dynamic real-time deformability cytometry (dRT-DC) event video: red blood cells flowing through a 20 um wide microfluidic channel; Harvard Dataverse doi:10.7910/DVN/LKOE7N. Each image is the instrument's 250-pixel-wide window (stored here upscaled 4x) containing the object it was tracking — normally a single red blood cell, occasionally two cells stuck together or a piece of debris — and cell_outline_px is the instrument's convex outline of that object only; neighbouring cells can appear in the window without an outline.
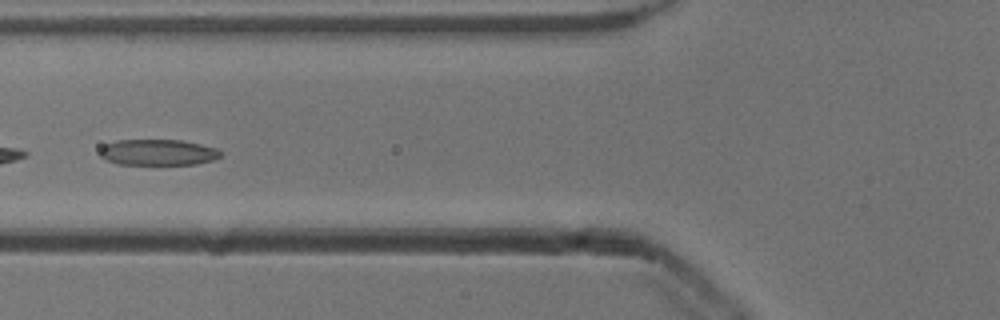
{"species": "common noctule bat (a hibernating species)", "species_latin": "Nyctalus noctula", "temperature_condition": "cold", "stored_images_in_passage": 33, "camera_frame_rate_fps": 3000, "um_per_image_px": 0.085, "animal": {"sex": "male", "body_mass_g": 13.3}, "frame": {"image": 1, "passage_image": 10, "time_ms": 3.0, "image_size_px": [1000, 320], "cell_outline_px": [[224, 152], [220, 156], [212, 160], [196, 164], [116, 164], [104, 160], [100, 156], [100, 148], [104, 144], [116, 140], [180, 140], [200, 144], [216, 148]], "centroid_in_image_um": [13.39, 12.95], "position_along_channel_um": 112.4, "area_um2": 18.38}}
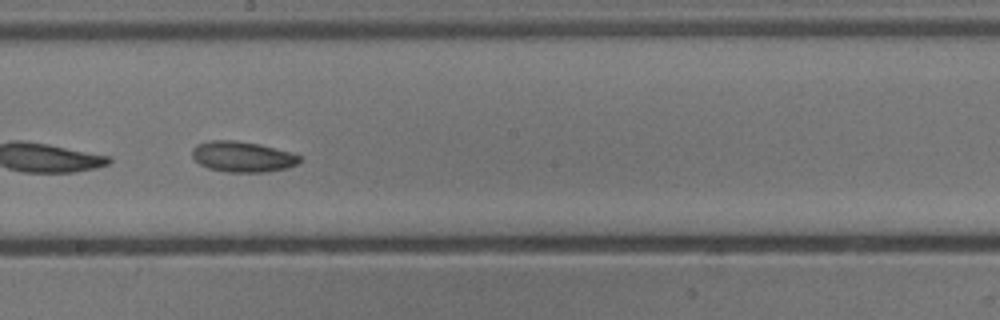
{"frame": {"image": 2, "passage_image": 19, "time_ms": 6.0, "image_size_px": [1000, 320], "cell_outline_px": [[300, 160], [296, 164], [288, 168], [264, 172], [228, 172], [208, 168], [200, 164], [192, 156], [192, 148], [196, 144], [208, 140], [236, 140], [260, 144], [292, 152], [300, 156]], "centroid_in_image_um": [20.6, 13.31], "position_along_channel_um": 227.6, "area_um2": 19.31}}
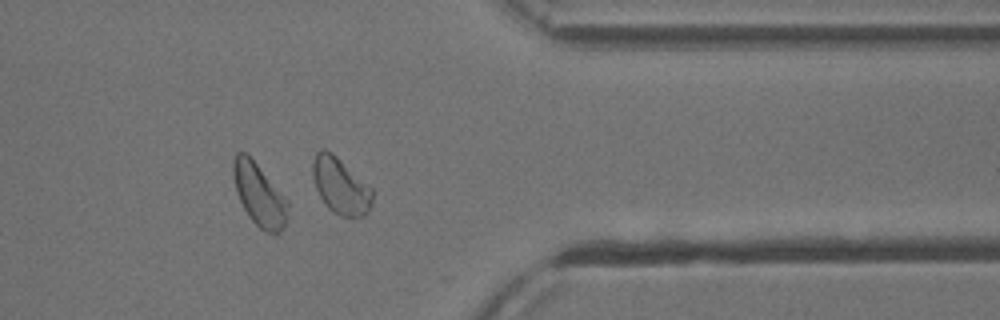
{"frame": {"image": 3, "passage_image": 32, "time_ms": 10.333, "image_size_px": [1000, 320], "cell_outline_px": [[288, 216], [280, 232], [276, 236], [260, 228], [248, 216], [236, 192], [232, 172], [232, 160], [236, 152], [244, 152], [256, 164], [288, 200]], "centroid_in_image_um": [22.02, 16.57], "position_along_channel_um": 389.4, "area_um2": 19.65}, "authors_computed_cell_mechanics": {"area_um2": 18.9006, "velocity_mm_per_s": 3.8392, "shape_relaxation_time_tau1_ms": 4.6292, "shape_relaxation_time_tau2_ms": 4.1036, "deformation_change_tau1": 0.1098, "deformation_change_tau2": 0.0638}}